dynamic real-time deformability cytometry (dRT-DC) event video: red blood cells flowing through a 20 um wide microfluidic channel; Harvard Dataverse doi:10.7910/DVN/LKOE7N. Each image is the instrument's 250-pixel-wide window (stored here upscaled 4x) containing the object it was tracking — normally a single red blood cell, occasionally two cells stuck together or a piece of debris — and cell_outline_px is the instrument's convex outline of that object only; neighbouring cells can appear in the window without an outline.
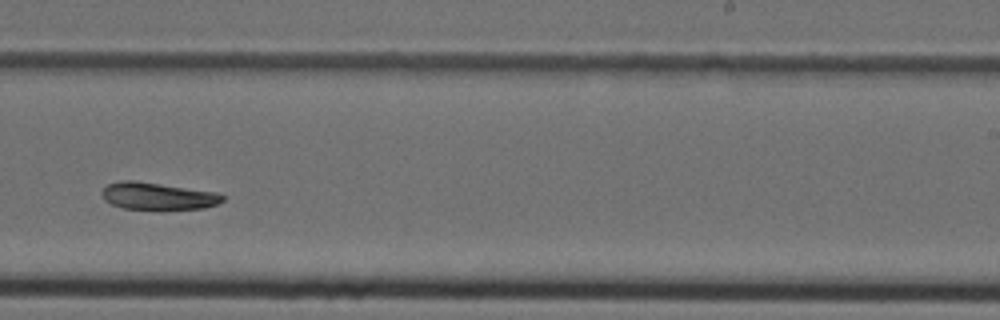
{"species": "Egyptian fruit bat (a non-hibernating species)", "species_latin": "Rousettus aegyptiacus", "temperature_condition": "cold", "stored_images_in_passage": 38, "camera_frame_rate_fps": 3000, "um_per_image_px": 0.085, "animal": {"sex": "female"}, "frame": {"image": 1, "passage_image": 22, "time_ms": 7.0, "image_size_px": [1000, 320], "cell_outline_px": [[224, 200], [216, 204], [204, 208], [160, 212], [124, 208], [112, 204], [104, 200], [100, 196], [100, 192], [108, 184], [120, 180], [132, 180], [216, 192], [224, 196]], "centroid_in_image_um": [13.38, 16.71], "position_along_channel_um": 275.6, "area_um2": 19.83}}
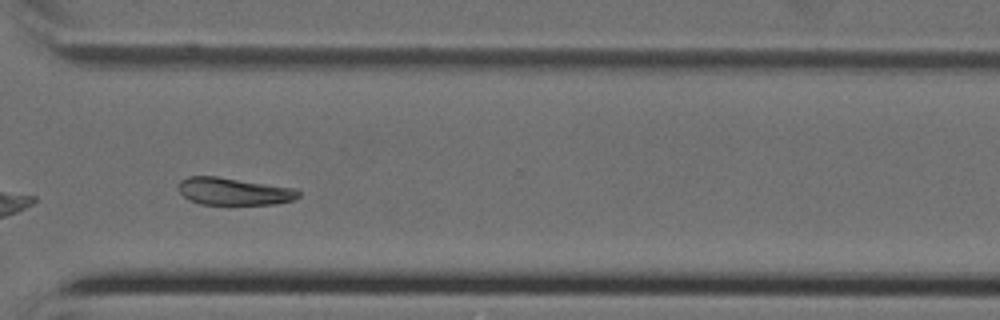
{"frame": {"image": 2, "passage_image": 27, "time_ms": 8.667, "image_size_px": [1000, 320], "cell_outline_px": [[300, 196], [292, 200], [276, 204], [200, 204], [188, 200], [180, 192], [180, 180], [188, 176], [216, 176], [292, 188], [300, 192]], "centroid_in_image_um": [19.85, 16.27], "position_along_channel_um": 350.8, "area_um2": 18.84}}
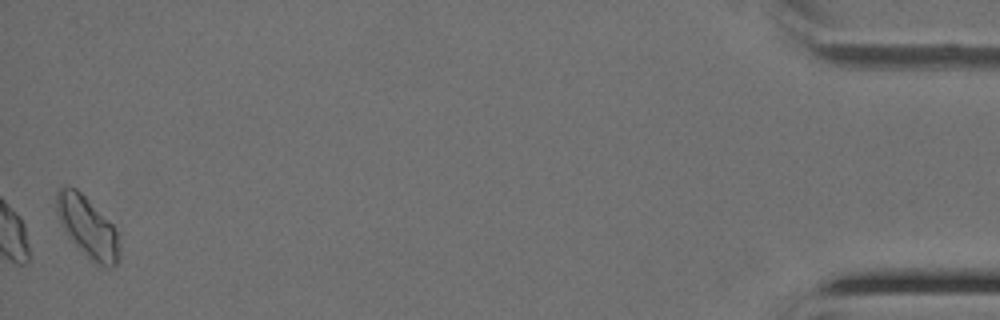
{"frame": {"image": 3, "passage_image": 38, "time_ms": 12.333, "image_size_px": [1000, 320], "cell_outline_px": [[120, 260], [112, 268], [108, 268], [92, 264], [68, 236], [60, 224], [56, 212], [56, 192], [60, 188], [76, 188], [112, 224], [116, 232], [120, 244]], "centroid_in_image_um": [7.46, 19.39], "position_along_channel_um": 427.7, "area_um2": 22.43}}